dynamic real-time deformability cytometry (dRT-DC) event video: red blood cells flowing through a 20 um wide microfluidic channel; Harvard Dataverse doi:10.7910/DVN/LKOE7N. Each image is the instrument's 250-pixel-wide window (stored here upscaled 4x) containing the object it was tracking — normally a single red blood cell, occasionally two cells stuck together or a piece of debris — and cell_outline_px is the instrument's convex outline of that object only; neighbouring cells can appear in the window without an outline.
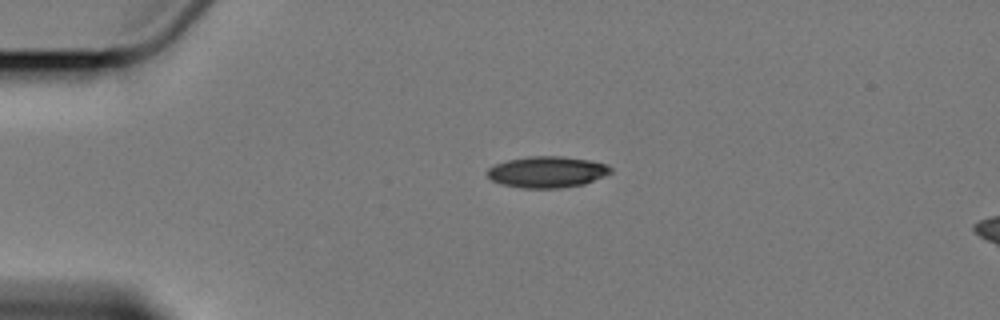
{"species": "Egyptian fruit bat (a non-hibernating species)", "species_latin": "Rousettus aegyptiacus", "temperature_condition": "cold", "stored_images_in_passage": 2, "camera_frame_rate_fps": 3000, "um_per_image_px": 0.085, "animal": {"sex": "female"}, "frame": {"image": 1, "passage_image": 1, "time_ms": 0.0, "image_size_px": [1000, 320], "cell_outline_px": [[612, 172], [604, 176], [584, 184], [560, 188], [524, 188], [500, 184], [492, 180], [484, 172], [488, 168], [496, 164], [508, 160], [528, 156], [564, 156], [592, 160], [608, 164], [612, 168]], "centroid_in_image_um": [46.52, 14.61], "position_along_channel_um": 38.5, "area_um2": 22.72}}